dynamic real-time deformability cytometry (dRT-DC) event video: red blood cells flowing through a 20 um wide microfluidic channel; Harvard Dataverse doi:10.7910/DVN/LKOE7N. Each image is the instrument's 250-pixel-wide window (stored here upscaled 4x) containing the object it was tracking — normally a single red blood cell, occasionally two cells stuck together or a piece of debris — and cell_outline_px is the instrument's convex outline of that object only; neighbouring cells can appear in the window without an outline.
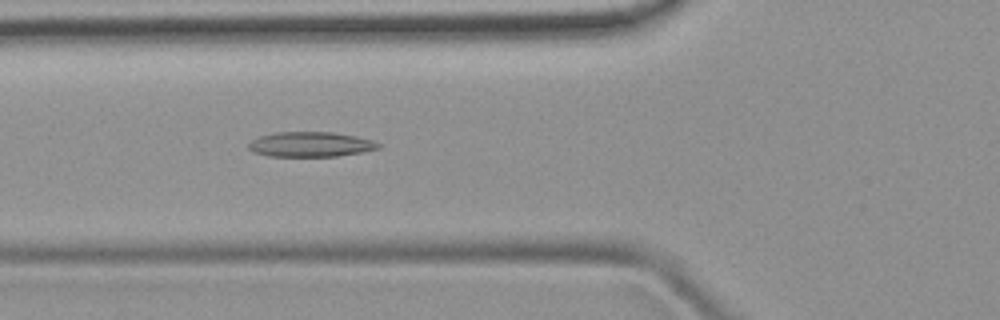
{"species": "common noctule bat (a hibernating species)", "species_latin": "Nyctalus noctula", "temperature_condition": "room temperature", "stored_images_in_passage": 38, "camera_frame_rate_fps": 3000, "um_per_image_px": 0.085, "animal": {"sex": "female", "body_mass_g": 19.9}, "frame": {"image": 1, "passage_image": 7, "time_ms": 2.0, "image_size_px": [1000, 320], "cell_outline_px": [[380, 148], [360, 152], [336, 156], [268, 156], [252, 152], [248, 148], [248, 144], [252, 140], [260, 136], [276, 132], [332, 132], [356, 136], [372, 140], [380, 144]], "centroid_in_image_um": [26.37, 12.27], "position_along_channel_um": 99.4, "area_um2": 18.79}}
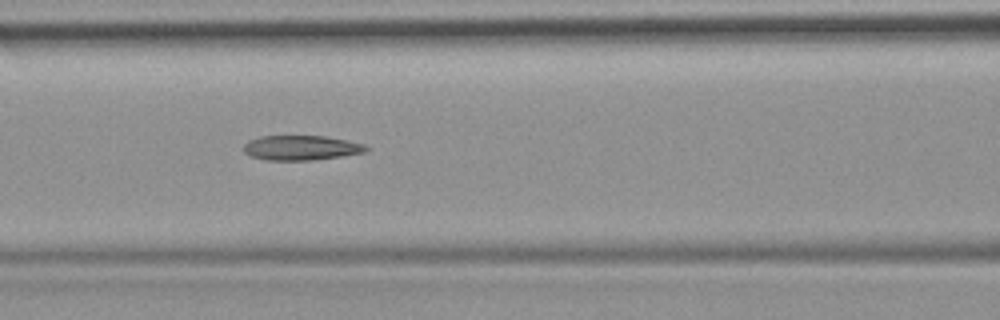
{"frame": {"image": 2, "passage_image": 10, "time_ms": 3.0, "image_size_px": [1000, 320], "cell_outline_px": [[372, 148], [364, 152], [316, 160], [264, 160], [252, 156], [244, 152], [244, 144], [248, 140], [260, 136], [324, 136], [364, 144]], "centroid_in_image_um": [25.58, 12.56], "position_along_channel_um": 141.0, "area_um2": 17.63}}
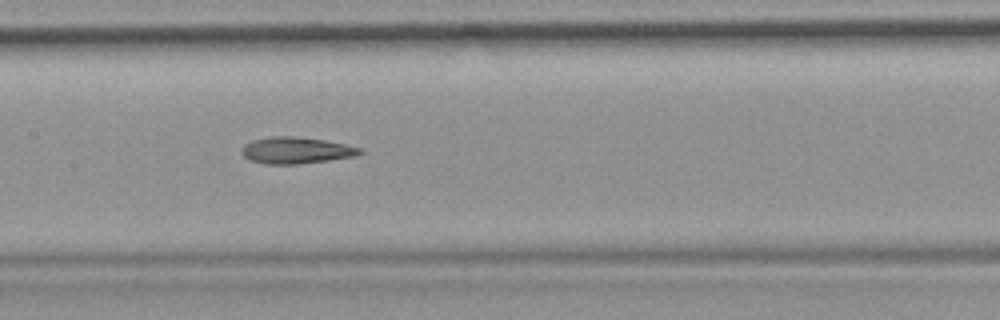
{"frame": {"image": 3, "passage_image": 13, "time_ms": 4.0, "image_size_px": [1000, 320], "cell_outline_px": [[364, 152], [356, 156], [328, 160], [296, 164], [264, 164], [252, 160], [244, 156], [240, 152], [244, 144], [252, 140], [272, 136], [296, 136], [324, 140], [364, 148]], "centroid_in_image_um": [25.18, 12.77], "position_along_channel_um": 182.2, "area_um2": 18.32}}